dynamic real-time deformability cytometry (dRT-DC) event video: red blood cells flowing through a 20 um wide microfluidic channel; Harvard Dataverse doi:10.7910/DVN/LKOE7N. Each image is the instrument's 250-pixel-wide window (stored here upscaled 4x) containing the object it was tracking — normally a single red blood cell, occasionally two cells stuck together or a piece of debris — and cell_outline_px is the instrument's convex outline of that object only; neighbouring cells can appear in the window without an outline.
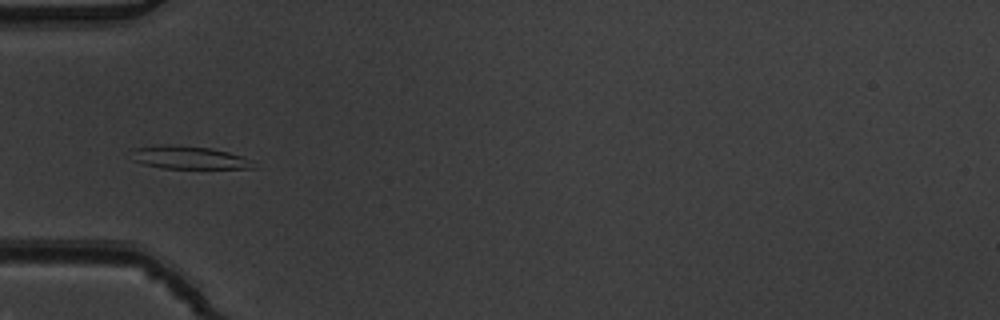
{"species": "common noctule bat (a hibernating species)", "species_latin": "Nyctalus noctula", "temperature_condition": "warm", "stored_images_in_passage": 36, "camera_frame_rate_fps": 3000, "um_per_image_px": 0.085, "animal": {"sex": "male", "body_mass_g": 19.5, "forearm_length_mm": 54.6}, "frame": {"image": 1, "passage_image": 1, "time_ms": 0.0, "image_size_px": [1000, 320], "cell_outline_px": [[256, 168], [160, 168], [144, 164], [132, 160], [132, 148], [160, 144], [212, 148], [228, 152], [256, 160]], "centroid_in_image_um": [16.09, 13.39], "position_along_channel_um": 68.9, "area_um2": 16.47}}
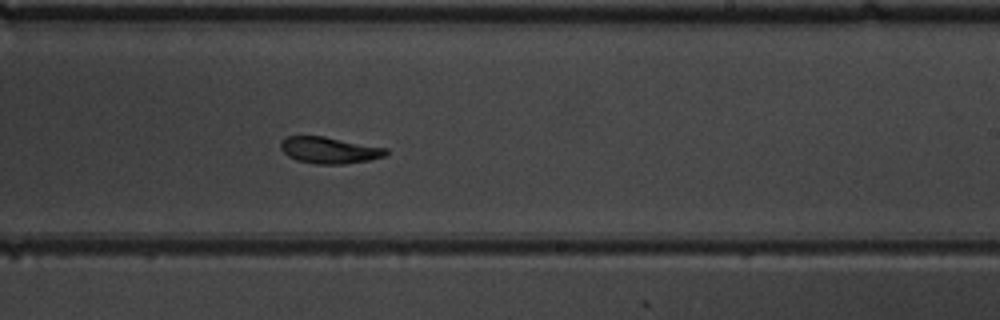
{"frame": {"image": 2, "passage_image": 16, "time_ms": 5.0, "image_size_px": [1000, 320], "cell_outline_px": [[388, 152], [384, 156], [368, 160], [344, 164], [316, 164], [296, 160], [288, 156], [280, 148], [280, 140], [288, 136], [324, 136], [388, 148]], "centroid_in_image_um": [27.97, 12.76], "position_along_channel_um": 261.0, "area_um2": 16.3}}
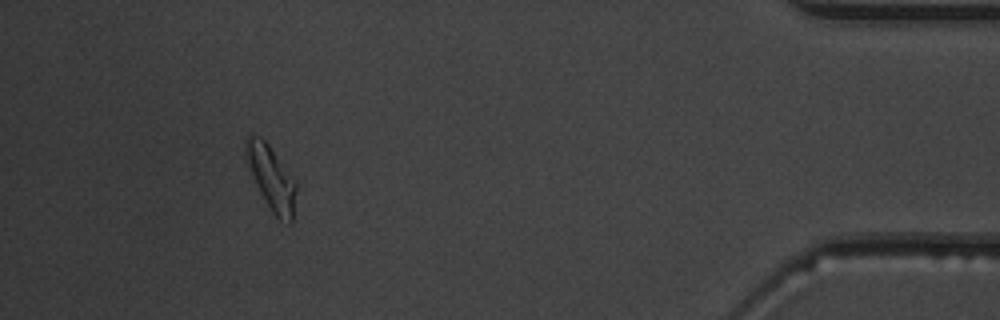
{"frame": {"image": 3, "passage_image": 32, "time_ms": 10.333, "image_size_px": [1000, 320], "cell_outline_px": [[296, 188], [292, 224], [288, 224], [280, 220], [272, 212], [260, 192], [256, 184], [244, 156], [244, 140], [248, 136], [260, 136], [268, 144], [296, 180]], "centroid_in_image_um": [23.06, 15.11], "position_along_channel_um": 412.1, "area_um2": 18.79}, "authors_computed_cell_mechanics": {"area_um2": 16.7909, "velocity_mm_per_s": 3.8632, "shape_relaxation_time_tau1_ms": 4.3419, "shape_relaxation_time_tau2_ms": 3.97, "deformation_change_tau1": 0.1758, "deformation_change_tau2": 0.1235}}